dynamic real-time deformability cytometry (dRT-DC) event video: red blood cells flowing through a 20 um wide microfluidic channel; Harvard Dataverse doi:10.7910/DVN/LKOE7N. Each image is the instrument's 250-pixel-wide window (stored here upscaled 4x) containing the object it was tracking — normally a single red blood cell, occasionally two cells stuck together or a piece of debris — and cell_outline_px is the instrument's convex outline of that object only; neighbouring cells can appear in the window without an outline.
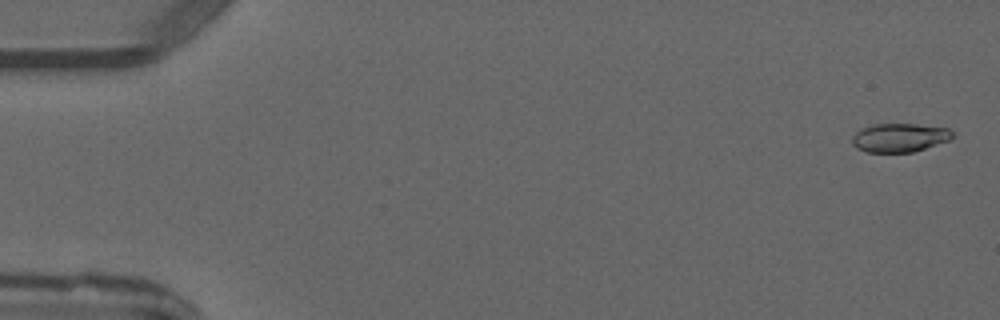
{"species": "common noctule bat (a hibernating species)", "species_latin": "Nyctalus noctula", "temperature_condition": "warm", "stored_images_in_passage": 5, "camera_frame_rate_fps": 3000, "um_per_image_px": 0.085, "animal": {"sex": "male", "forearm_length_mm": 52.5}, "frame": {"image": 1, "passage_image": 1, "time_ms": 0.0, "image_size_px": [1000, 320], "cell_outline_px": [[952, 136], [948, 140], [912, 152], [864, 152], [856, 148], [852, 144], [852, 136], [856, 132], [872, 124], [916, 124], [948, 128], [952, 132]], "centroid_in_image_um": [76.41, 11.7], "position_along_channel_um": 8.6, "area_um2": 16.59}}
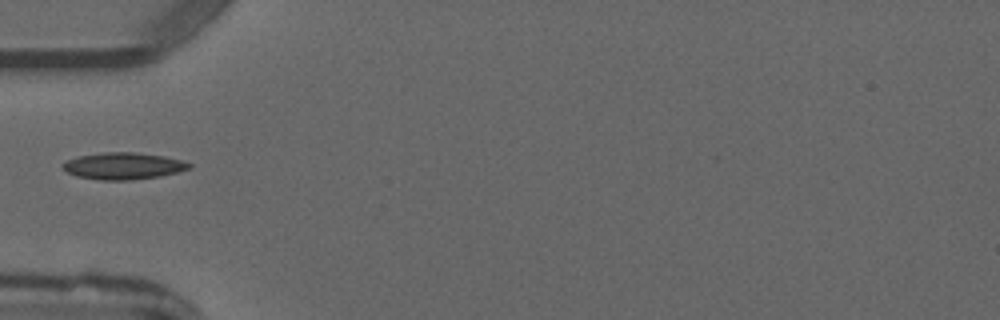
{"frame": {"image": 2, "passage_image": 5, "time_ms": 4.667, "image_size_px": [1000, 320], "cell_outline_px": [[192, 168], [160, 176], [132, 180], [100, 180], [76, 176], [68, 172], [64, 168], [64, 164], [68, 160], [76, 156], [104, 152], [136, 152], [164, 156], [180, 160], [192, 164]], "centroid_in_image_um": [10.5, 14.1], "position_along_channel_um": 74.5, "area_um2": 19.65}}